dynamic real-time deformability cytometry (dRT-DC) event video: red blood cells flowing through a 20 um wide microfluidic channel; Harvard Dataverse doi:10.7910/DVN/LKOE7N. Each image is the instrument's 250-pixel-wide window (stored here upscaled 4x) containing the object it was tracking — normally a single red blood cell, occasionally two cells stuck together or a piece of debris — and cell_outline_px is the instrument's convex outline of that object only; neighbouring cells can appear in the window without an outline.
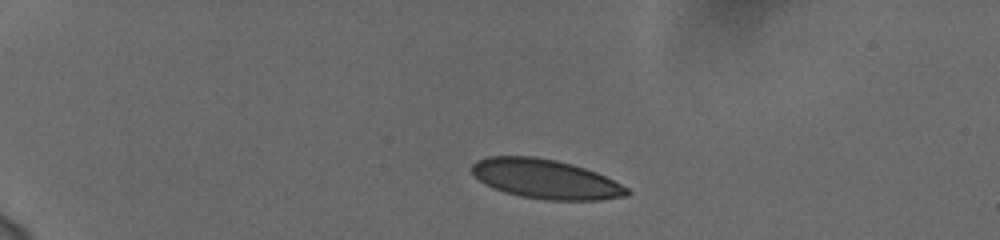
{"species": "human", "species_latin": "Homo sapiens", "temperature_condition": "cold", "stored_images_in_passage": 44, "camera_frame_rate_fps": 3000, "um_per_image_px": 0.085, "donor": {"sex": "female"}, "frame": {"image": 1, "passage_image": 1, "time_ms": 0.0, "image_size_px": [1000, 240], "cell_outline_px": [[632, 192], [628, 196], [600, 200], [544, 200], [520, 196], [504, 192], [484, 184], [472, 172], [472, 164], [476, 160], [488, 156], [536, 156], [556, 160], [572, 164], [596, 172], [628, 188]], "centroid_in_image_um": [46.37, 15.22], "position_along_channel_um": 38.6, "area_um2": 35.66}}
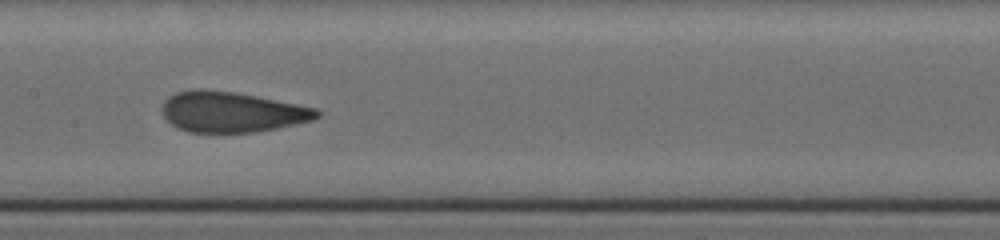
{"frame": {"image": 2, "passage_image": 19, "time_ms": 6.0, "image_size_px": [1000, 240], "cell_outline_px": [[324, 112], [320, 116], [312, 120], [276, 128], [256, 132], [188, 132], [172, 124], [160, 112], [160, 108], [164, 100], [168, 96], [176, 92], [200, 88], [204, 88], [232, 92], [256, 96], [316, 108]], "centroid_in_image_um": [19.67, 9.51], "position_along_channel_um": 187.7, "area_um2": 36.53}}
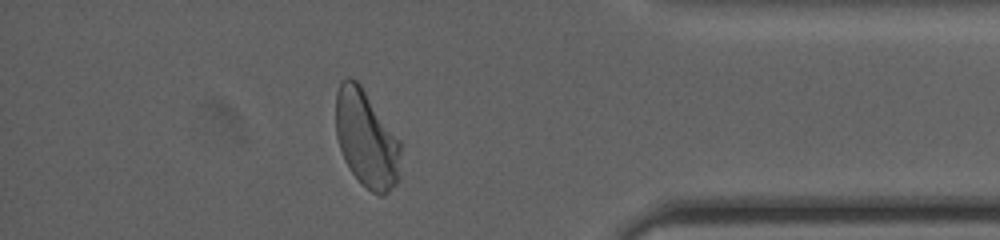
{"frame": {"image": 3, "passage_image": 38, "time_ms": 12.333, "image_size_px": [1000, 240], "cell_outline_px": [[400, 152], [396, 184], [384, 196], [380, 196], [372, 192], [352, 172], [344, 160], [336, 136], [336, 92], [340, 84], [348, 76], [356, 80], [360, 84], [400, 140]], "centroid_in_image_um": [31.12, 11.78], "position_along_channel_um": 404.1, "area_um2": 36.24}, "authors_computed_cell_mechanics": {"area_um2": 36.8186, "velocity_mm_per_s": 3.741, "shape_relaxation_time_tau1_ms": 7.9361, "shape_relaxation_time_tau2_ms": 0.5771, "deformation_change_tau1": 0.2076, "deformation_change_tau2": 0.0737}}